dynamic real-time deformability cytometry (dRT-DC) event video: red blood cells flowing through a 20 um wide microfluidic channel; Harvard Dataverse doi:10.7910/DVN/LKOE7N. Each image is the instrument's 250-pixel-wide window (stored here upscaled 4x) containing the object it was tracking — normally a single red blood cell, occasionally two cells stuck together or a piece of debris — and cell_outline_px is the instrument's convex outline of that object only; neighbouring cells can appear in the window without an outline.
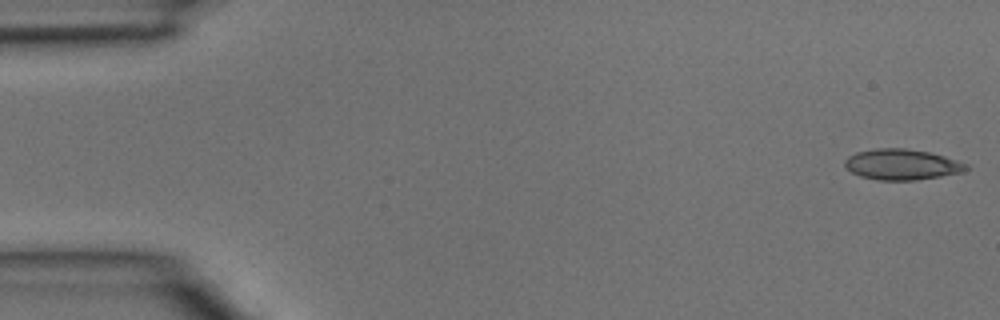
{"species": "common noctule bat (a hibernating species)", "species_latin": "Nyctalus noctula", "temperature_condition": "room temperature", "stored_images_in_passage": 4, "camera_frame_rate_fps": 3000, "um_per_image_px": 0.085, "animal": {"sex": "male", "body_mass_g": 15.6}, "frame": {"image": 1, "passage_image": 1, "time_ms": 0.0, "image_size_px": [1000, 320], "cell_outline_px": [[968, 168], [964, 172], [916, 180], [876, 180], [860, 176], [852, 172], [844, 164], [844, 160], [848, 156], [856, 152], [876, 148], [904, 148], [928, 152], [944, 156], [968, 164]], "centroid_in_image_um": [76.65, 13.98], "position_along_channel_um": 8.4, "area_um2": 21.68}}
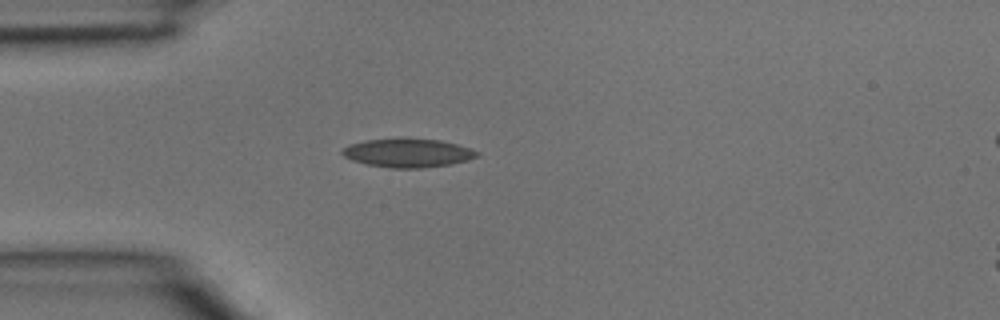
{"frame": {"image": 2, "passage_image": 3, "time_ms": 0.667, "image_size_px": [1000, 320], "cell_outline_px": [[480, 156], [468, 160], [452, 164], [420, 168], [392, 168], [368, 164], [352, 160], [344, 156], [340, 152], [348, 144], [364, 140], [396, 136], [404, 136], [440, 140], [456, 144], [480, 152]], "centroid_in_image_um": [34.65, 12.96], "position_along_channel_um": 50.3, "area_um2": 23.18}}